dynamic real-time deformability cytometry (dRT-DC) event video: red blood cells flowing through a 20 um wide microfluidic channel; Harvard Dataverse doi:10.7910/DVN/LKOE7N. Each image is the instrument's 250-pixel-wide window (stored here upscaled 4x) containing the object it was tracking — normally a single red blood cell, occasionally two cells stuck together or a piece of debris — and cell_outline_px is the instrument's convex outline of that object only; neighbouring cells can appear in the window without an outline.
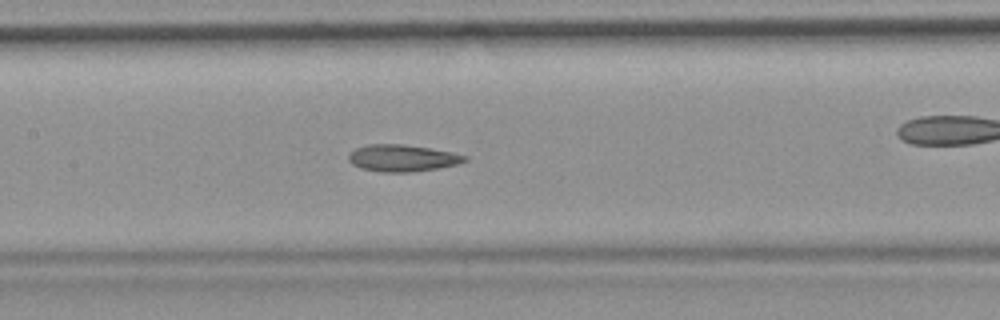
{"species": "common noctule bat (a hibernating species)", "species_latin": "Nyctalus noctula", "temperature_condition": "room temperature", "stored_images_in_passage": 26, "camera_frame_rate_fps": 3000, "um_per_image_px": 0.085, "animal": {"sex": "female", "body_mass_g": 19.9}, "frame": {"image": 1, "passage_image": 5, "time_ms": 1.333, "image_size_px": [1000, 320], "cell_outline_px": [[468, 160], [456, 164], [436, 168], [408, 172], [380, 172], [360, 168], [352, 164], [348, 160], [348, 156], [356, 148], [368, 144], [404, 144], [452, 152], [468, 156]], "centroid_in_image_um": [34.18, 13.43], "position_along_channel_um": 173.2, "area_um2": 18.03}}